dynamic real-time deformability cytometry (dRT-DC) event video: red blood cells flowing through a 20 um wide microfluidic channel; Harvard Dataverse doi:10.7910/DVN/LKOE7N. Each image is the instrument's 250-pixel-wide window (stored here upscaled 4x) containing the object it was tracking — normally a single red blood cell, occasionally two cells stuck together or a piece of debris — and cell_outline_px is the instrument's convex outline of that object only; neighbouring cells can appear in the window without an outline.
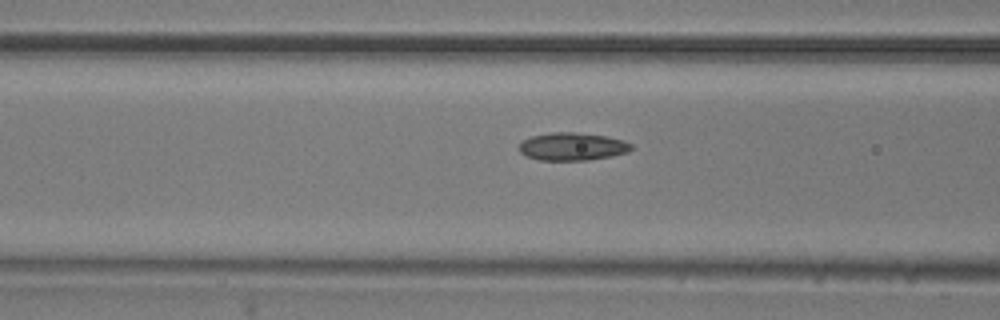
{"species": "common noctule bat (a hibernating species)", "species_latin": "Nyctalus noctula", "temperature_condition": "room temperature", "stored_images_in_passage": 15, "camera_frame_rate_fps": 3000, "um_per_image_px": 0.085, "animal": {"sex": "male", "body_mass_g": 20.5, "forearm_length_mm": 52.5}, "frame": {"image": 1, "passage_image": 13, "time_ms": 4.0, "image_size_px": [1000, 320], "cell_outline_px": [[632, 148], [628, 152], [612, 156], [588, 160], [540, 160], [524, 156], [520, 152], [520, 144], [524, 140], [532, 136], [552, 132], [576, 132], [608, 136], [624, 140], [632, 144]], "centroid_in_image_um": [48.67, 12.45], "position_along_channel_um": 117.9, "area_um2": 18.26}}